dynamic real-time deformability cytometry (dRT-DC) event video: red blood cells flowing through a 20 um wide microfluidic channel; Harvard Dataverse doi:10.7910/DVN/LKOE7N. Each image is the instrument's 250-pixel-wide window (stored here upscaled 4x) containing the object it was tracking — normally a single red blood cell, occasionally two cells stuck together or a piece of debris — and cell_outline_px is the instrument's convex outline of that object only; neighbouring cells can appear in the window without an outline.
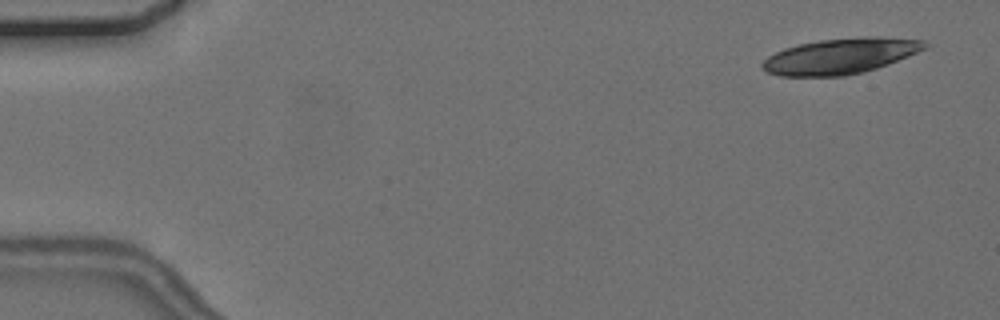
{"species": "common noctule bat (a hibernating species)", "species_latin": "Nyctalus noctula", "temperature_condition": "cold", "stored_images_in_passage": 5, "camera_frame_rate_fps": 3000, "um_per_image_px": 0.085, "animal": {"sex": "female", "body_mass_g": 24.6, "forearm_length_mm": 56.2}, "frame": {"image": 1, "passage_image": 1, "time_ms": 0.0, "image_size_px": [1000, 320], "cell_outline_px": [[928, 48], [888, 64], [864, 72], [844, 76], [780, 76], [768, 72], [760, 64], [768, 56], [784, 48], [796, 44], [820, 40], [860, 36], [880, 36], [924, 40], [928, 44]], "centroid_in_image_um": [71.46, 4.75], "position_along_channel_um": 13.5, "area_um2": 33.93}}